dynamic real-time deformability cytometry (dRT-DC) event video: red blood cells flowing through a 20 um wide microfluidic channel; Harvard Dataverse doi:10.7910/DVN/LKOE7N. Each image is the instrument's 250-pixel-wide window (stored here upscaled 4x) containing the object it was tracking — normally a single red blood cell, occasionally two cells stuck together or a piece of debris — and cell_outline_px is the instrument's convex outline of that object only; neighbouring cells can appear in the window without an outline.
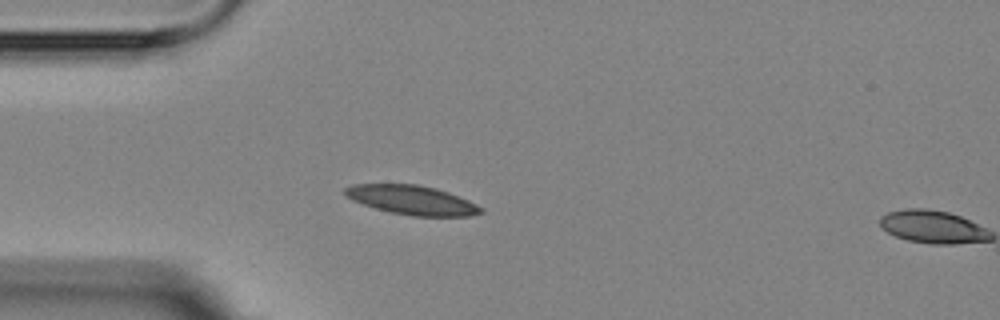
{"species": "Egyptian fruit bat (a non-hibernating species)", "species_latin": "Rousettus aegyptiacus", "temperature_condition": "room temperature", "stored_images_in_passage": 6, "camera_frame_rate_fps": 3000, "um_per_image_px": 0.085, "animal": {"sex": "female"}, "frame": {"image": 1, "passage_image": 5, "time_ms": 4.667, "image_size_px": [1000, 320], "cell_outline_px": [[484, 212], [472, 216], [412, 216], [388, 212], [352, 200], [344, 192], [344, 188], [352, 184], [416, 184], [436, 188], [448, 192], [468, 200], [484, 208]], "centroid_in_image_um": [35.05, 17.01], "position_along_channel_um": 50.0, "area_um2": 23.12}}